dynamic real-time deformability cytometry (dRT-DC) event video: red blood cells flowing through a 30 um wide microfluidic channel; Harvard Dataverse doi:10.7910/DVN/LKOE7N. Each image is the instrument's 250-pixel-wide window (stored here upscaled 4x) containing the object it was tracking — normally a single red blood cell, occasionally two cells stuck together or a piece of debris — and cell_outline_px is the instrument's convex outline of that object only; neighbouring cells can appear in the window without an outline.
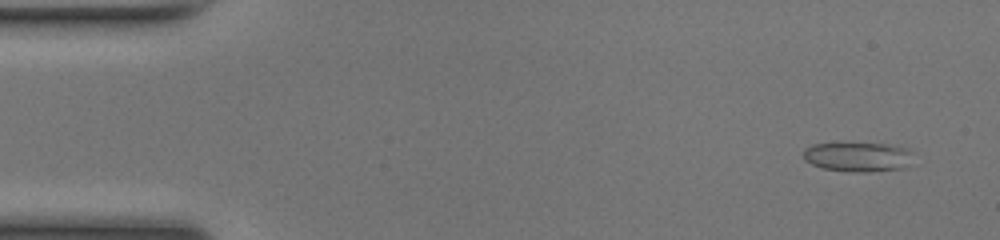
{"species": "common noctule bat (a hibernating species)", "species_latin": "Nyctalus noctula", "temperature_condition": "room temperature", "stored_images_in_passage": 51, "camera_frame_rate_fps": 3000, "um_per_image_px": 0.085, "animal": {"sex": "female", "body_mass_g": 17.0, "forearm_length_mm": 48.0}, "frame": {"image": 1, "passage_image": 3, "time_ms": 0.667, "image_size_px": [1000, 240], "cell_outline_px": [[908, 152], [904, 168], [864, 172], [852, 172], [824, 168], [812, 164], [804, 160], [804, 148], [812, 144], [888, 144], [904, 148]], "centroid_in_image_um": [72.79, 13.34], "position_along_channel_um": 12.2, "area_um2": 18.09}}
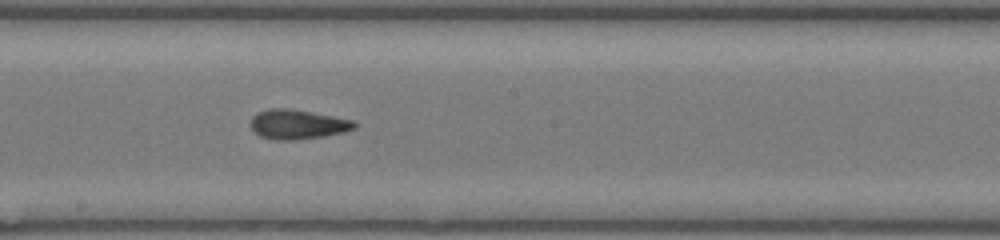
{"frame": {"image": 2, "passage_image": 27, "time_ms": 8.667, "image_size_px": [1000, 240], "cell_outline_px": [[356, 128], [344, 132], [324, 136], [296, 140], [276, 140], [260, 136], [252, 128], [252, 116], [256, 112], [268, 108], [292, 108], [352, 120], [356, 124]], "centroid_in_image_um": [25.28, 10.56], "position_along_channel_um": 222.9, "area_um2": 17.86}}
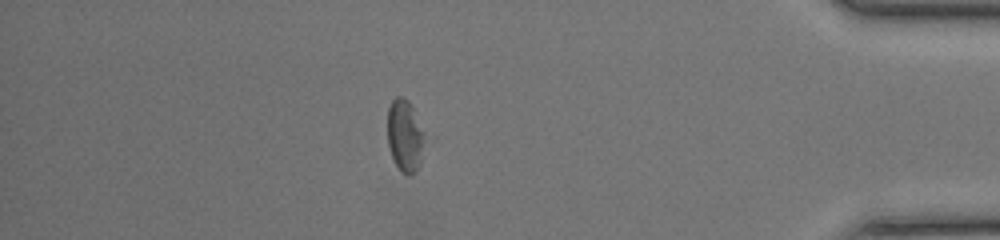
{"frame": {"image": 3, "passage_image": 43, "time_ms": 14.0, "image_size_px": [1000, 240], "cell_outline_px": [[428, 136], [420, 164], [416, 172], [408, 176], [400, 172], [392, 156], [388, 144], [388, 108], [392, 100], [396, 96], [400, 96], [408, 100]], "centroid_in_image_um": [34.47, 11.56], "position_along_channel_um": 400.7, "area_um2": 16.13}, "authors_computed_cell_mechanics": {"area_um2": 17.5134, "velocity_mm_per_s": 4.1568, "shape_relaxation_time_tau1_ms": 5.224, "shape_relaxation_time_tau2_ms": 1.8697, "deformation_change_tau1": 0.1455, "deformation_change_tau2": 0.0961}}